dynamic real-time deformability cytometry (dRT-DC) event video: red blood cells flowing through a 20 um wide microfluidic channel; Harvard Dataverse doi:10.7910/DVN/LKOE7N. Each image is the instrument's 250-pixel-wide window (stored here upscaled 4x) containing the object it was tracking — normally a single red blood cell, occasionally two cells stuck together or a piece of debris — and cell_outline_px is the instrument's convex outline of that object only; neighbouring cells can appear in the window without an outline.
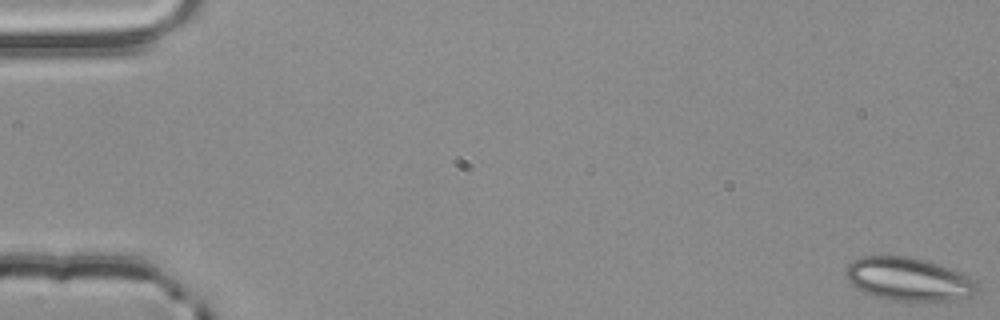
{"species": "common noctule bat (a hibernating species)", "species_latin": "Nyctalus noctula", "temperature_condition": "room temperature", "stored_images_in_passage": 4, "camera_frame_rate_fps": 3000, "um_per_image_px": 0.085, "animal": {"sex": "male", "body_mass_g": 20.4}, "frame": {"image": 1, "passage_image": 1, "time_ms": 0.0, "image_size_px": [1000, 320], "cell_outline_px": [[980, 288], [972, 296], [952, 300], [892, 300], [876, 296], [864, 292], [856, 288], [848, 280], [848, 264], [852, 260], [860, 256], [904, 256], [924, 260], [960, 272], [976, 280]], "centroid_in_image_um": [77.26, 23.73], "position_along_channel_um": 7.7, "area_um2": 32.66}}